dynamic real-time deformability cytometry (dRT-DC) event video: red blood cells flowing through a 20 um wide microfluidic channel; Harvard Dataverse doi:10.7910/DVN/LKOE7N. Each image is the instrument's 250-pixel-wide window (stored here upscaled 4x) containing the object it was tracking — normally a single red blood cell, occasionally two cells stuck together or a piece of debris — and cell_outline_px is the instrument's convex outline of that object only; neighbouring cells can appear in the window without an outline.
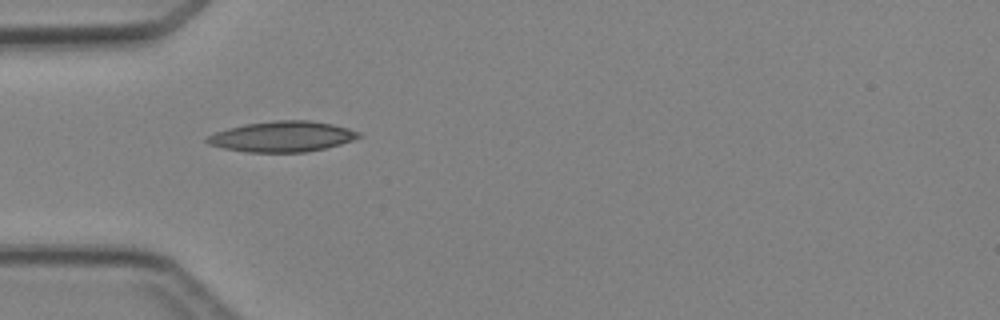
{"species": "Egyptian fruit bat (a non-hibernating species)", "species_latin": "Rousettus aegyptiacus", "temperature_condition": "cold", "stored_images_in_passage": 6, "camera_frame_rate_fps": 3000, "um_per_image_px": 0.085, "animal": {"sex": "female"}, "frame": {"image": 1, "passage_image": 4, "time_ms": 4.333, "image_size_px": [1000, 320], "cell_outline_px": [[364, 136], [340, 144], [324, 148], [304, 152], [244, 152], [224, 148], [208, 144], [204, 140], [208, 136], [216, 132], [228, 128], [244, 124], [272, 120], [308, 120], [332, 124], [348, 128], [360, 132]], "centroid_in_image_um": [23.99, 11.6], "position_along_channel_um": 61.0, "area_um2": 27.05}}
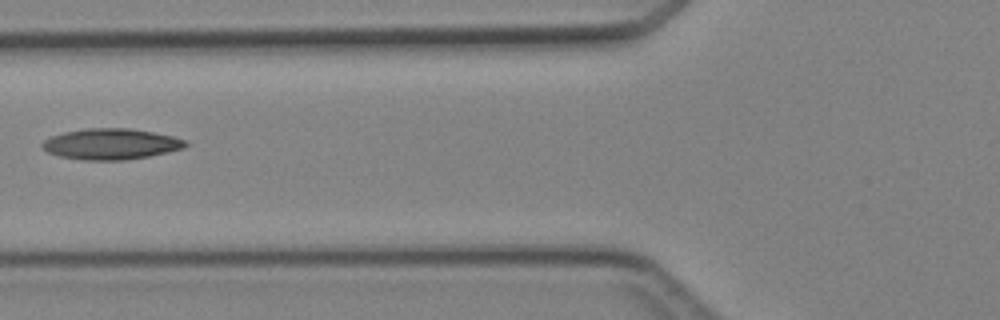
{"frame": {"image": 2, "passage_image": 5, "time_ms": 5.667, "image_size_px": [1000, 320], "cell_outline_px": [[188, 144], [184, 148], [168, 152], [148, 156], [124, 160], [84, 160], [60, 156], [48, 152], [40, 144], [44, 140], [52, 136], [64, 132], [84, 128], [132, 128], [172, 136], [188, 140]], "centroid_in_image_um": [9.45, 12.23], "position_along_channel_um": 116.3, "area_um2": 25.78}}
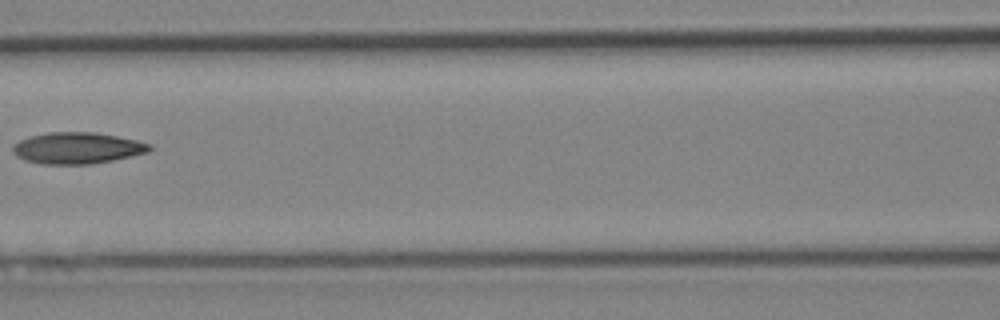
{"frame": {"image": 3, "passage_image": 6, "time_ms": 6.667, "image_size_px": [1000, 320], "cell_outline_px": [[152, 148], [148, 152], [132, 156], [92, 164], [40, 164], [24, 160], [16, 156], [12, 152], [12, 144], [20, 140], [32, 136], [48, 132], [96, 132], [136, 140], [148, 144]], "centroid_in_image_um": [6.52, 12.59], "position_along_channel_um": 160.1, "area_um2": 25.03}}